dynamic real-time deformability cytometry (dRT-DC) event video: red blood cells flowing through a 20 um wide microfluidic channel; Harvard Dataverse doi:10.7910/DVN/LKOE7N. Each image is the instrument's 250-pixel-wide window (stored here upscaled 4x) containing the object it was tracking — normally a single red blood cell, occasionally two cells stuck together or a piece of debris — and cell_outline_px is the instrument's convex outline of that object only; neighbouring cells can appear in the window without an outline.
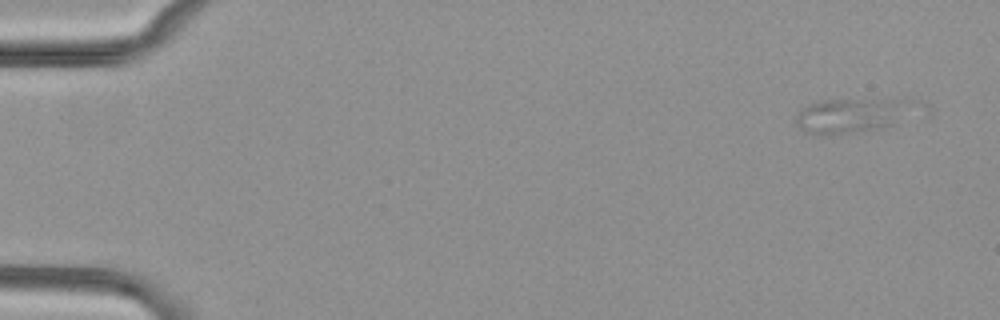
{"species": "common noctule bat (a hibernating species)", "species_latin": "Nyctalus noctula", "temperature_condition": "cold", "stored_images_in_passage": 4, "camera_frame_rate_fps": 3000, "um_per_image_px": 0.085, "animal": {"sex": "female", "body_mass_g": 29.2, "forearm_length_mm": 56.3}, "frame": {"image": 1, "passage_image": 1, "time_ms": 0.0, "image_size_px": [1000, 320], "cell_outline_px": [[892, 124], [880, 128], [824, 136], [820, 136], [804, 132], [796, 124], [796, 120], [800, 112], [808, 104], [824, 100], [872, 100], [876, 104]], "centroid_in_image_um": [71.48, 9.96], "position_along_channel_um": 13.5, "area_um2": 18.96}}